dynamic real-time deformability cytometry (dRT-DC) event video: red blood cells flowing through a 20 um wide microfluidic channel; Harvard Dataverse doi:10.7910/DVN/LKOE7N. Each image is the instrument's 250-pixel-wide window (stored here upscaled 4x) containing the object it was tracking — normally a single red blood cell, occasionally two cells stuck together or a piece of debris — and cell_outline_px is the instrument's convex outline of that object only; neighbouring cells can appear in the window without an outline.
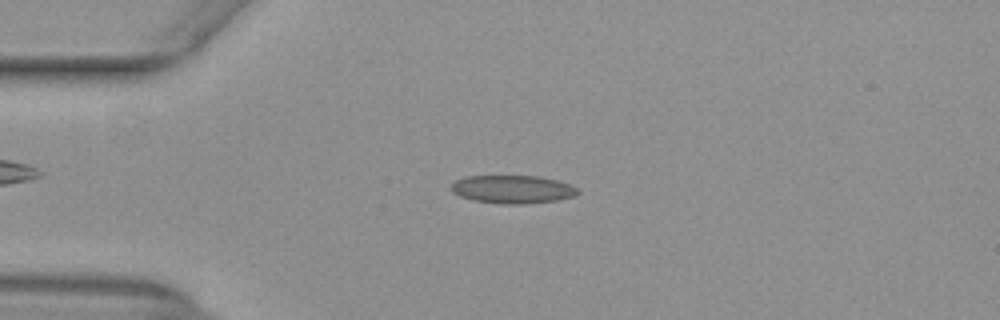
{"species": "common noctule bat (a hibernating species)", "species_latin": "Nyctalus noctula", "temperature_condition": "warm", "stored_images_in_passage": 51, "camera_frame_rate_fps": 3000, "um_per_image_px": 0.085, "animal": {"sex": "female", "body_mass_g": 29.2, "forearm_length_mm": 56.3}, "frame": {"image": 1, "passage_image": 12, "time_ms": 3.667, "image_size_px": [1000, 320], "cell_outline_px": [[580, 192], [576, 196], [556, 200], [524, 204], [500, 204], [472, 200], [460, 196], [452, 192], [448, 188], [456, 180], [464, 176], [540, 176], [556, 180], [568, 184], [576, 188]], "centroid_in_image_um": [43.53, 16.09], "position_along_channel_um": 41.5, "area_um2": 20.87}}
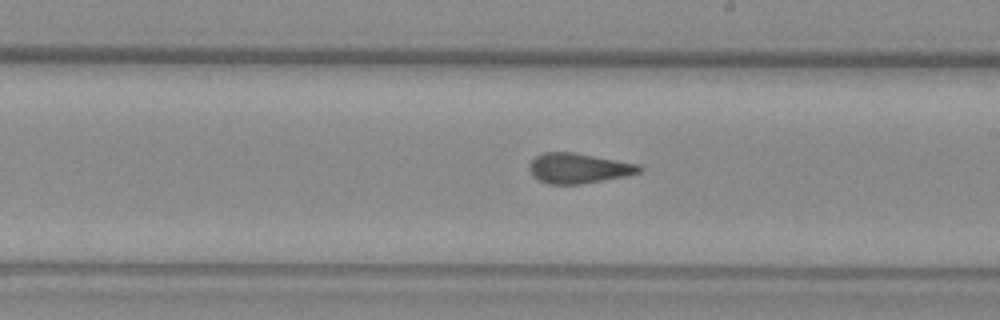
{"frame": {"image": 2, "passage_image": 29, "time_ms": 9.333, "image_size_px": [1000, 320], "cell_outline_px": [[644, 168], [640, 172], [628, 176], [580, 184], [548, 184], [532, 176], [528, 168], [528, 164], [536, 156], [544, 152], [576, 152], [640, 164]], "centroid_in_image_um": [49.2, 14.29], "position_along_channel_um": 239.8, "area_um2": 19.59}}
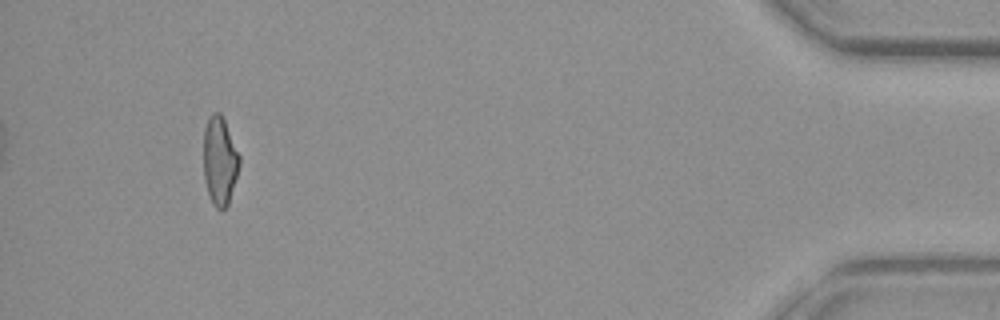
{"frame": {"image": 3, "passage_image": 48, "time_ms": 15.667, "image_size_px": [1000, 320], "cell_outline_px": [[240, 164], [228, 204], [220, 212], [212, 204], [204, 180], [204, 128], [208, 116], [212, 112], [220, 112], [224, 120], [240, 156]], "centroid_in_image_um": [18.66, 13.67], "position_along_channel_um": 416.5, "area_um2": 18.5}, "authors_computed_cell_mechanics": {"area_um2": 19.7098, "velocity_mm_per_s": 3.9619, "shape_relaxation_time_tau1_ms": null, "shape_relaxation_time_tau2_ms": 1.5143, "deformation_change_tau1": null, "deformation_change_tau2": 0.0795}}